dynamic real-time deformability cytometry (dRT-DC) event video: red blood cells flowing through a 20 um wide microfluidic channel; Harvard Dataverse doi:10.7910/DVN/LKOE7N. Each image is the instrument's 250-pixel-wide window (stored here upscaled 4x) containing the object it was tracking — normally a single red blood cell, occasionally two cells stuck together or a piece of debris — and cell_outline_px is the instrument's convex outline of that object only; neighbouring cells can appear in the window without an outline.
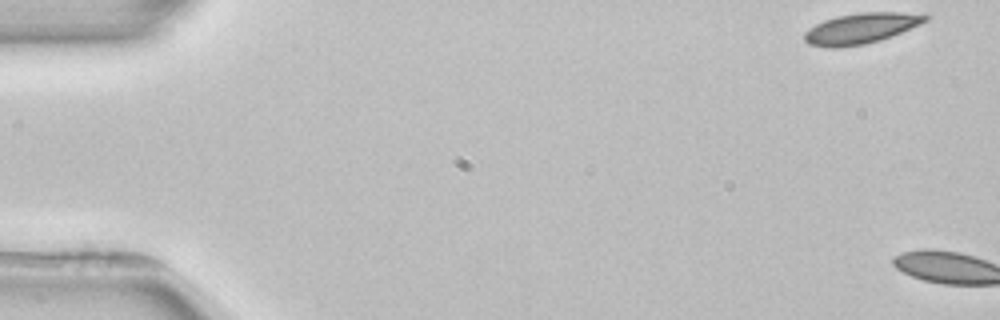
{"species": "common noctule bat (a hibernating species)", "species_latin": "Nyctalus noctula", "temperature_condition": "room temperature", "stored_images_in_passage": 6, "camera_frame_rate_fps": 3000, "um_per_image_px": 0.085, "animal": {"sex": "female", "body_mass_g": 22.7, "forearm_length_mm": 54.2}, "frame": {"image": 1, "passage_image": 1, "time_ms": 0.0, "image_size_px": [1000, 320], "cell_outline_px": [[928, 20], [920, 24], [880, 40], [864, 44], [840, 48], [828, 48], [808, 44], [804, 40], [804, 32], [808, 28], [824, 20], [836, 16], [860, 12], [900, 12], [928, 16]], "centroid_in_image_um": [73.1, 2.42], "position_along_channel_um": 11.9, "area_um2": 21.44}}